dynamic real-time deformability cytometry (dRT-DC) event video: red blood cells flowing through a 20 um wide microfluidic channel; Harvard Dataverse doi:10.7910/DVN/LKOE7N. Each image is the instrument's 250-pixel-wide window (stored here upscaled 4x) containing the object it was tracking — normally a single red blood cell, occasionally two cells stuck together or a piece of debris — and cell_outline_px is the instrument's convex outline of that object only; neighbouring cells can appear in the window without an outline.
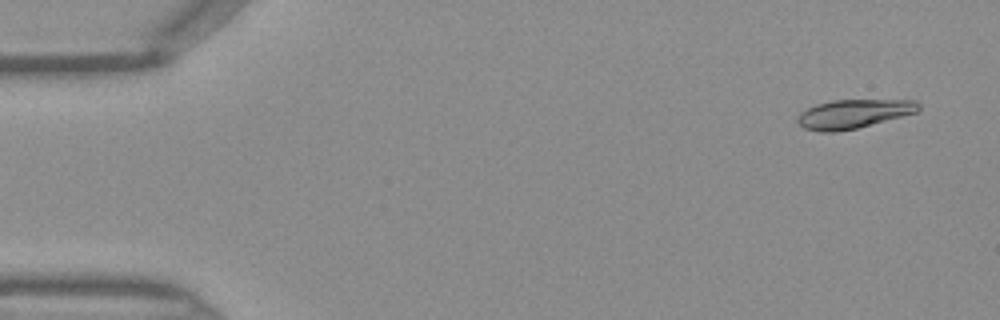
{"species": "Egyptian fruit bat (a non-hibernating species)", "species_latin": "Rousettus aegyptiacus", "temperature_condition": "warm", "stored_images_in_passage": 46, "camera_frame_rate_fps": 3000, "um_per_image_px": 0.085, "frame": {"image": 1, "passage_image": 3, "time_ms": 0.667, "image_size_px": [1000, 320], "cell_outline_px": [[920, 108], [916, 112], [856, 128], [836, 132], [820, 132], [804, 128], [796, 120], [800, 112], [816, 104], [832, 100], [916, 100], [920, 104]], "centroid_in_image_um": [72.52, 9.67], "position_along_channel_um": 12.5, "area_um2": 20.17}}
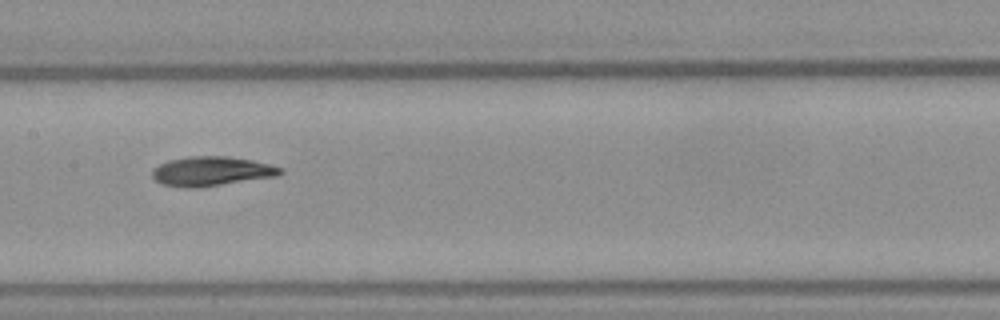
{"frame": {"image": 2, "passage_image": 23, "time_ms": 7.333, "image_size_px": [1000, 320], "cell_outline_px": [[284, 172], [276, 176], [220, 184], [160, 184], [152, 176], [152, 168], [168, 160], [188, 156], [228, 156], [252, 160], [284, 168]], "centroid_in_image_um": [18.02, 14.49], "position_along_channel_um": 189.4, "area_um2": 20.87}}
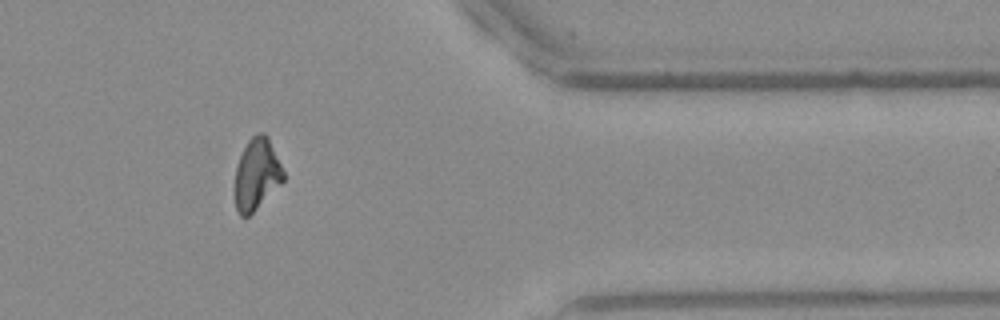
{"frame": {"image": 3, "passage_image": 38, "time_ms": 12.333, "image_size_px": [1000, 320], "cell_outline_px": [[284, 180], [248, 216], [240, 216], [236, 208], [232, 188], [236, 168], [240, 156], [248, 140], [256, 132], [264, 132], [268, 136], [284, 172]], "centroid_in_image_um": [21.77, 14.8], "position_along_channel_um": 389.6, "area_um2": 20.29}}